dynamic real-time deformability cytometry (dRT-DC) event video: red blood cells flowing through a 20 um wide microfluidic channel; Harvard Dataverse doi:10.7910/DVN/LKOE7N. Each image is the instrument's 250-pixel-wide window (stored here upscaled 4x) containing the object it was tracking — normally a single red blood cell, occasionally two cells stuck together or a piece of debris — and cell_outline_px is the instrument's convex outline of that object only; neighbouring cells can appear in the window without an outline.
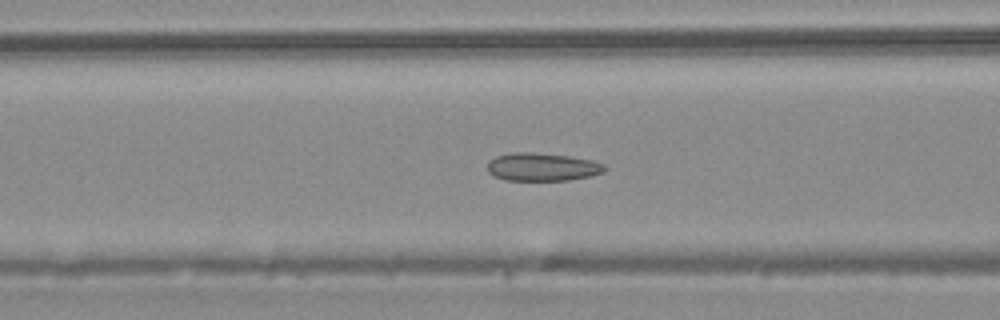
{"species": "common noctule bat (a hibernating species)", "species_latin": "Nyctalus noctula", "temperature_condition": "warm", "stored_images_in_passage": 41, "camera_frame_rate_fps": 3000, "um_per_image_px": 0.085, "animal": {"sex": "male", "body_mass_g": 20.4}, "frame": {"image": 1, "passage_image": 18, "time_ms": 5.667, "image_size_px": [1000, 320], "cell_outline_px": [[608, 168], [604, 172], [588, 176], [568, 180], [504, 180], [492, 176], [488, 172], [488, 160], [496, 156], [512, 152], [532, 152], [568, 156], [592, 160], [604, 164]], "centroid_in_image_um": [46.06, 14.19], "position_along_channel_um": 120.5, "area_um2": 19.25}}
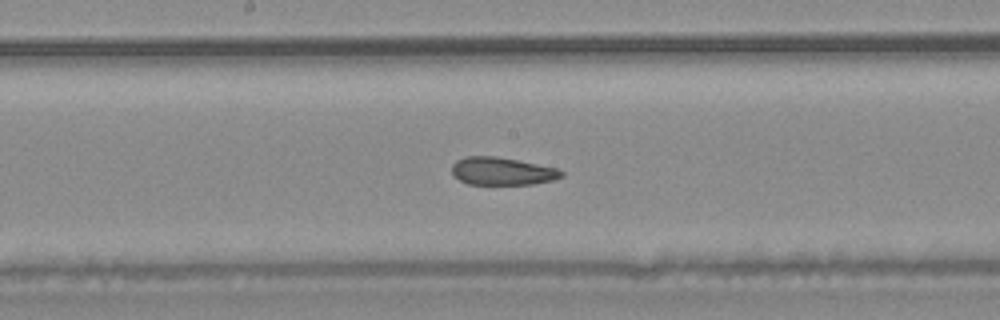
{"frame": {"image": 2, "passage_image": 24, "time_ms": 7.667, "image_size_px": [1000, 320], "cell_outline_px": [[564, 176], [552, 180], [532, 184], [468, 184], [452, 176], [452, 164], [456, 160], [464, 156], [496, 156], [556, 168], [564, 172]], "centroid_in_image_um": [42.63, 14.55], "position_along_channel_um": 205.6, "area_um2": 17.69}}
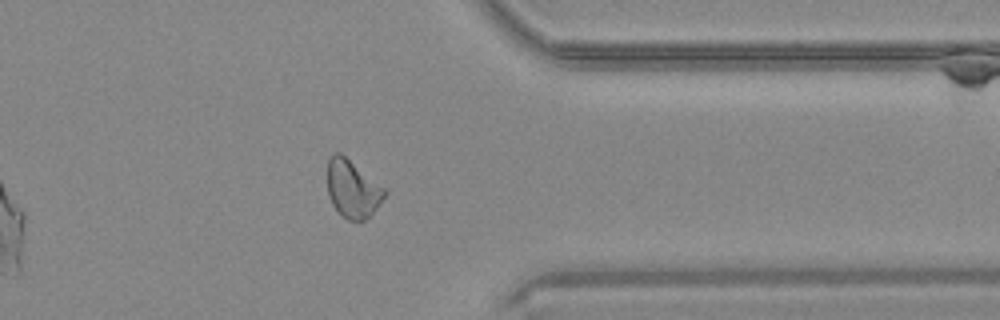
{"frame": {"image": 3, "passage_image": 37, "time_ms": 12.0, "image_size_px": [1000, 320], "cell_outline_px": [[388, 192], [372, 212], [360, 224], [348, 220], [332, 204], [328, 196], [328, 160], [332, 152], [340, 152], [388, 188]], "centroid_in_image_um": [29.99, 16.03], "position_along_channel_um": 381.4, "area_um2": 19.54}, "authors_computed_cell_mechanics": {"area_um2": 19.652, "velocity_mm_per_s": 4.2526, "shape_relaxation_time_tau1_ms": null, "shape_relaxation_time_tau2_ms": 1.9826, "deformation_change_tau1": null, "deformation_change_tau2": 0.0845}}